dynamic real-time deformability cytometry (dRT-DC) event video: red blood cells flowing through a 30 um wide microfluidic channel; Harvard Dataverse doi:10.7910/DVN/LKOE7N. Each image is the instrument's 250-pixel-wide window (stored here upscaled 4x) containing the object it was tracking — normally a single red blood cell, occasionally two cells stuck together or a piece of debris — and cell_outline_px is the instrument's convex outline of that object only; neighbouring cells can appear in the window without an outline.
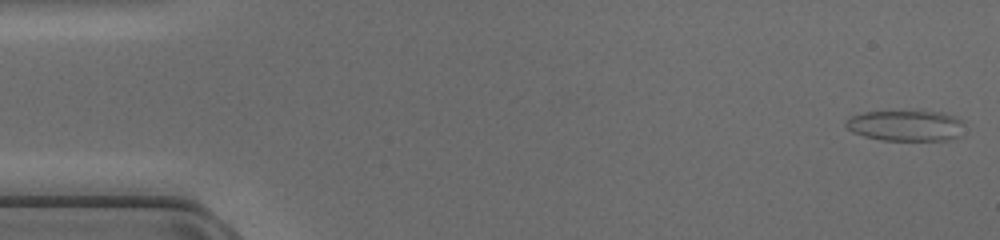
{"species": "common noctule bat (a hibernating species)", "species_latin": "Nyctalus noctula", "temperature_condition": "cold", "stored_images_in_passage": 51, "camera_frame_rate_fps": 3000, "um_per_image_px": 0.085, "animal": {"sex": "female", "body_mass_g": 17.0, "forearm_length_mm": 48.0}, "frame": {"image": 1, "passage_image": 2, "time_ms": 0.333, "image_size_px": [1000, 240], "cell_outline_px": [[956, 120], [948, 136], [940, 140], [884, 140], [868, 136], [856, 132], [848, 128], [848, 120], [852, 116], [868, 112], [920, 108], [944, 112], [952, 116]], "centroid_in_image_um": [76.8, 10.59], "position_along_channel_um": 8.2, "area_um2": 20.11}}
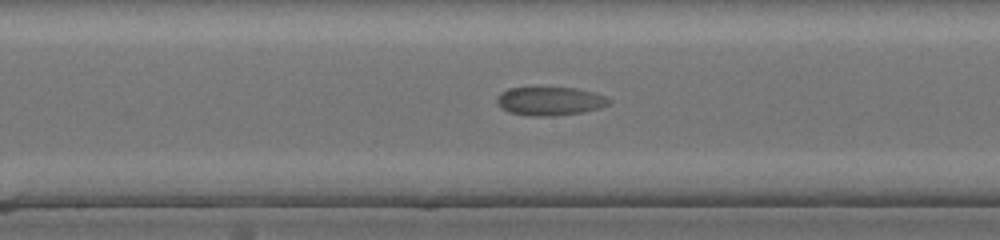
{"frame": {"image": 2, "passage_image": 27, "time_ms": 8.667, "image_size_px": [1000, 240], "cell_outline_px": [[612, 100], [608, 104], [600, 108], [580, 112], [552, 116], [532, 116], [508, 112], [496, 100], [496, 96], [500, 92], [508, 88], [576, 88], [592, 92], [604, 96]], "centroid_in_image_um": [46.73, 8.59], "position_along_channel_um": 201.5, "area_um2": 18.38}}
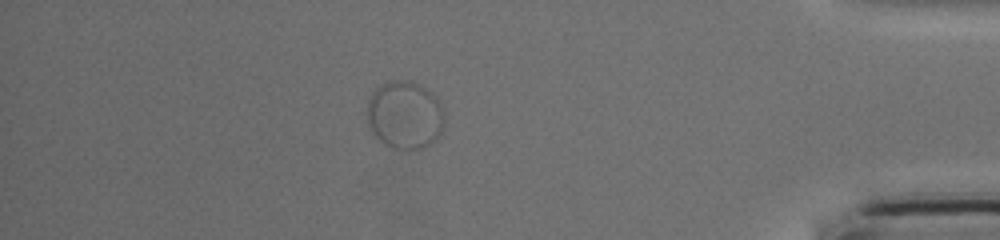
{"frame": {"image": 3, "passage_image": 45, "time_ms": 14.667, "image_size_px": [1000, 240], "cell_outline_px": [[444, 120], [440, 132], [436, 140], [420, 148], [392, 148], [384, 144], [372, 132], [368, 120], [368, 100], [372, 92], [380, 84], [388, 80], [400, 80], [420, 84], [432, 92], [436, 96], [440, 104]], "centroid_in_image_um": [34.39, 9.74], "position_along_channel_um": 400.8, "area_um2": 30.35}}